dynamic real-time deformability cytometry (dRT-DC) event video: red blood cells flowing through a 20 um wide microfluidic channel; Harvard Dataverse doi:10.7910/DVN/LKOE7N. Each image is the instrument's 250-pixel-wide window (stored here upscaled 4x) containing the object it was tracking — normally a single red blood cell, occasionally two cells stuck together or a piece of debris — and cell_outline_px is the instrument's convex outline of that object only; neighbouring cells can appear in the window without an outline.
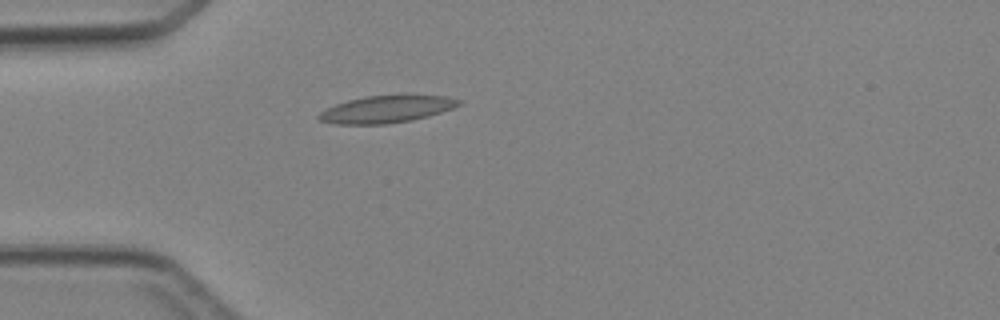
{"species": "Egyptian fruit bat (a non-hibernating species)", "species_latin": "Rousettus aegyptiacus", "temperature_condition": "cold", "stored_images_in_passage": 2, "camera_frame_rate_fps": 3000, "um_per_image_px": 0.085, "animal": {"sex": "female"}, "frame": {"image": 1, "passage_image": 2, "time_ms": 2.0, "image_size_px": [1000, 320], "cell_outline_px": [[460, 104], [452, 108], [428, 116], [412, 120], [384, 124], [332, 124], [320, 120], [316, 116], [320, 112], [336, 104], [348, 100], [364, 96], [404, 92], [408, 92], [448, 96], [460, 100]], "centroid_in_image_um": [32.89, 9.23], "position_along_channel_um": 52.1, "area_um2": 23.0}}